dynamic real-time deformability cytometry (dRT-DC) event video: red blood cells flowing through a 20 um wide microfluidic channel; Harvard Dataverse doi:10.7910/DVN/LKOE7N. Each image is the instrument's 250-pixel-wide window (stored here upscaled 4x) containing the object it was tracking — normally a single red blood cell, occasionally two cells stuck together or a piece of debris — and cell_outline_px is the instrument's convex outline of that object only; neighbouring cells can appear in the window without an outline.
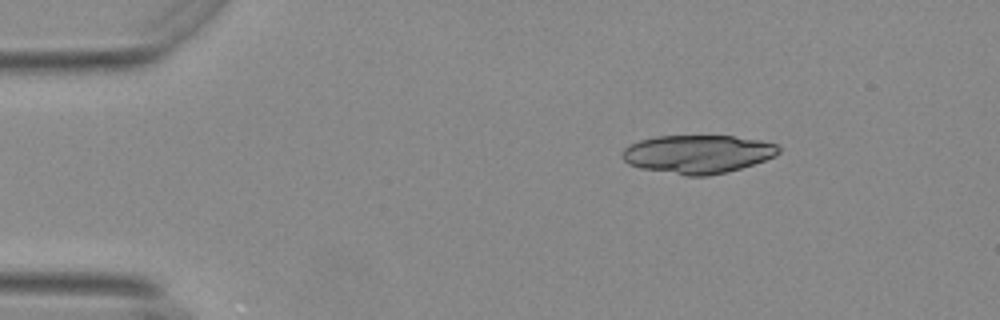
{"species": "Egyptian fruit bat (a non-hibernating species)", "species_latin": "Rousettus aegyptiacus", "temperature_condition": "warm", "stored_images_in_passage": 47, "camera_frame_rate_fps": 3000, "um_per_image_px": 0.085, "animal": {"sex": "female"}, "frame": {"image": 1, "passage_image": 1, "time_ms": 0.0, "image_size_px": [1000, 320], "cell_outline_px": [[780, 152], [776, 156], [728, 172], [708, 176], [684, 176], [640, 168], [628, 164], [620, 156], [620, 152], [624, 148], [640, 140], [656, 136], [732, 136], [760, 140], [776, 144], [780, 148]], "centroid_in_image_um": [59.28, 13.11], "position_along_channel_um": 25.7, "area_um2": 35.14}}